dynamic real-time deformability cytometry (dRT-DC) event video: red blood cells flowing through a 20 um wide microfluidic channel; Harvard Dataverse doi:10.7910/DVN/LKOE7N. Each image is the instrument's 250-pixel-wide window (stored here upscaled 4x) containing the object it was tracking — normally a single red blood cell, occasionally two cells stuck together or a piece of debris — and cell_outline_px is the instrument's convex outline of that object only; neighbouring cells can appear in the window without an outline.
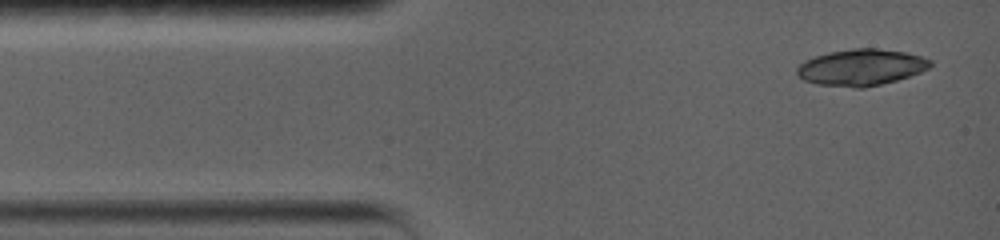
{"species": "common noctule bat (a hibernating species)", "species_latin": "Nyctalus noctula", "temperature_condition": "warm", "stored_images_in_passage": 6, "camera_frame_rate_fps": 5000, "um_per_image_px": 0.085, "animal": {"sex": "female", "body_mass_g": 19.0, "forearm_length_mm": 56.7}, "frame": {"image": 1, "passage_image": 1, "time_ms": 0.0, "image_size_px": [1000, 240], "cell_outline_px": [[932, 64], [928, 68], [920, 72], [896, 80], [864, 88], [856, 88], [816, 84], [804, 80], [796, 72], [796, 68], [800, 64], [816, 56], [832, 52], [852, 48], [876, 48], [904, 52], [920, 56], [932, 60]], "centroid_in_image_um": [73.21, 5.73], "position_along_channel_um": 11.8, "area_um2": 27.98}}